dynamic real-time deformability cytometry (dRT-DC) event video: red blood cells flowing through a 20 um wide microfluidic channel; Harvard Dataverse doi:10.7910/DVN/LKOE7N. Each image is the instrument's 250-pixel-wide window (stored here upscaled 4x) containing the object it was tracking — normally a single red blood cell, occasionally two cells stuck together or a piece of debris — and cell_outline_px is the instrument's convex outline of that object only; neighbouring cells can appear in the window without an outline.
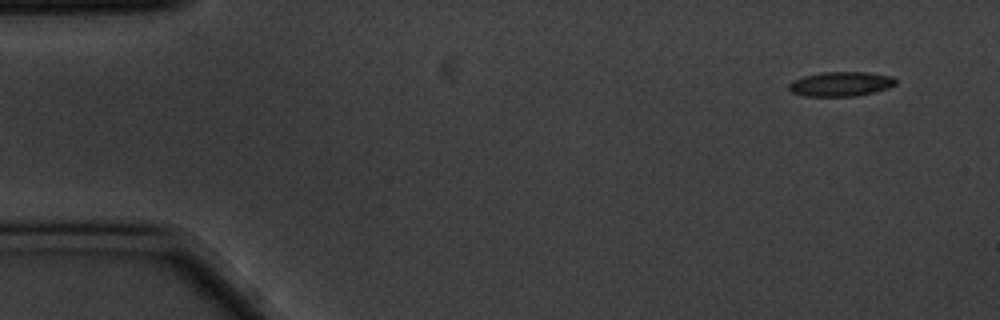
{"species": "common noctule bat (a hibernating species)", "species_latin": "Nyctalus noctula", "temperature_condition": "cold", "stored_images_in_passage": 4, "camera_frame_rate_fps": 3000, "um_per_image_px": 0.085, "animal": {"sex": "male", "body_mass_g": 20.1, "forearm_length_mm": 53.5}, "frame": {"image": 1, "passage_image": 1, "time_ms": 0.0, "image_size_px": [1000, 320], "cell_outline_px": [[896, 84], [888, 88], [876, 92], [856, 96], [804, 96], [792, 92], [788, 88], [788, 84], [792, 80], [804, 76], [824, 72], [868, 72], [892, 76], [896, 80]], "centroid_in_image_um": [71.47, 7.14], "position_along_channel_um": 13.5, "area_um2": 15.37}}
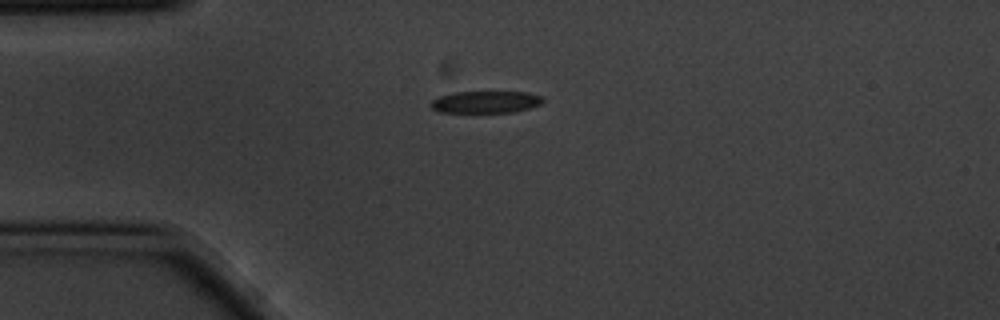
{"frame": {"image": 2, "passage_image": 4, "time_ms": 1.0, "image_size_px": [1000, 320], "cell_outline_px": [[544, 100], [540, 104], [528, 108], [512, 112], [440, 112], [432, 108], [428, 104], [432, 100], [440, 96], [452, 92], [528, 92], [544, 96]], "centroid_in_image_um": [41.28, 8.66], "position_along_channel_um": 43.7, "area_um2": 14.39}}